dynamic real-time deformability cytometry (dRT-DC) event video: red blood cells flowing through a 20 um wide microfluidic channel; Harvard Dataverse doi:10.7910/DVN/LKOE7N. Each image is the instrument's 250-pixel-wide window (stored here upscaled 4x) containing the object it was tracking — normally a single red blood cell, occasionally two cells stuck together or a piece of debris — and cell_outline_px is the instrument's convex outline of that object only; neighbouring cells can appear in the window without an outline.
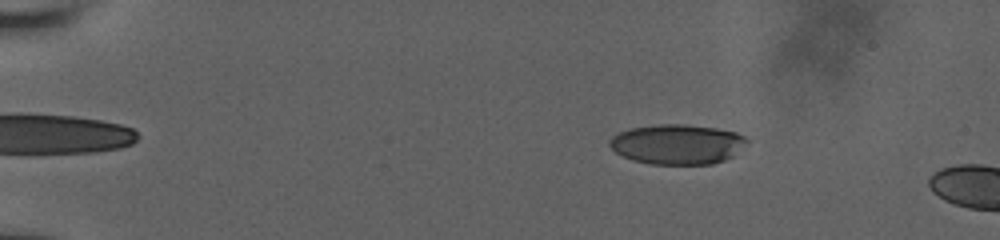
{"species": "human", "species_latin": "Homo sapiens", "temperature_condition": "room temperature", "stored_images_in_passage": 19, "camera_frame_rate_fps": 3000, "um_per_image_px": 0.085, "donor": {"sex": "male"}, "frame": {"image": 1, "passage_image": 13, "time_ms": 3.333, "image_size_px": [1000, 240], "cell_outline_px": [[748, 140], [732, 156], [724, 160], [712, 164], [652, 164], [632, 160], [616, 152], [608, 144], [608, 140], [612, 136], [620, 132], [632, 128], [660, 124], [684, 124], [716, 128], [736, 132], [744, 136]], "centroid_in_image_um": [57.55, 12.26], "position_along_channel_um": 27.5, "area_um2": 31.73}}